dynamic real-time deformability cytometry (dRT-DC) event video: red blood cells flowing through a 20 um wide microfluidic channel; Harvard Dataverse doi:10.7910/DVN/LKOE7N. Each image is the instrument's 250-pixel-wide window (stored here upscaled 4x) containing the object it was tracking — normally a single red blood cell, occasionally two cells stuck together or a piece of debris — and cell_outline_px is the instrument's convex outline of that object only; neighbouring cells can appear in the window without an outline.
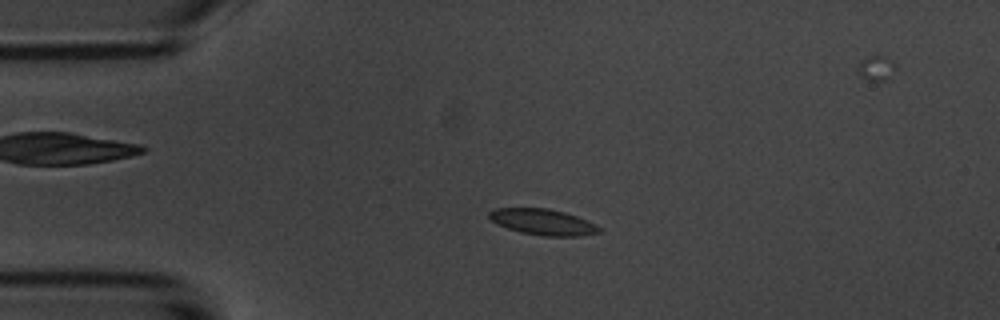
{"species": "common noctule bat (a hibernating species)", "species_latin": "Nyctalus noctula", "temperature_condition": "room temperature", "stored_images_in_passage": 2, "camera_frame_rate_fps": 3000, "um_per_image_px": 0.085, "animal": {"sex": "male", "body_mass_g": 20.1, "forearm_length_mm": 53.5}, "frame": {"image": 1, "passage_image": 1, "time_ms": 0.0, "image_size_px": [1000, 320], "cell_outline_px": [[600, 232], [580, 236], [544, 236], [520, 232], [496, 224], [488, 216], [488, 212], [492, 208], [548, 208], [564, 212], [576, 216], [596, 224], [600, 228]], "centroid_in_image_um": [46.11, 18.86], "position_along_channel_um": 38.9, "area_um2": 16.65}}